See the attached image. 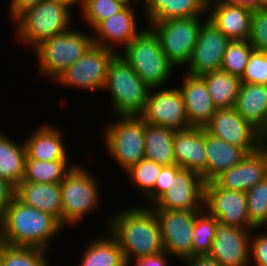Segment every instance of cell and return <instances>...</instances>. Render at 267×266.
I'll list each match as a JSON object with an SVG mask.
<instances>
[{"instance_id": "1", "label": "cell", "mask_w": 267, "mask_h": 266, "mask_svg": "<svg viewBox=\"0 0 267 266\" xmlns=\"http://www.w3.org/2000/svg\"><path fill=\"white\" fill-rule=\"evenodd\" d=\"M127 208V209H126ZM108 218L106 230L116 239L126 262L164 252L160 222L151 207L129 206Z\"/></svg>"}, {"instance_id": "2", "label": "cell", "mask_w": 267, "mask_h": 266, "mask_svg": "<svg viewBox=\"0 0 267 266\" xmlns=\"http://www.w3.org/2000/svg\"><path fill=\"white\" fill-rule=\"evenodd\" d=\"M65 230L48 213L25 205L16 197L0 217V242L23 247L50 250L51 240Z\"/></svg>"}, {"instance_id": "3", "label": "cell", "mask_w": 267, "mask_h": 266, "mask_svg": "<svg viewBox=\"0 0 267 266\" xmlns=\"http://www.w3.org/2000/svg\"><path fill=\"white\" fill-rule=\"evenodd\" d=\"M71 6L61 0H43L28 8L13 23L15 36L34 50L43 41L66 32L72 27ZM72 18V19H71Z\"/></svg>"}, {"instance_id": "4", "label": "cell", "mask_w": 267, "mask_h": 266, "mask_svg": "<svg viewBox=\"0 0 267 266\" xmlns=\"http://www.w3.org/2000/svg\"><path fill=\"white\" fill-rule=\"evenodd\" d=\"M102 90L109 91L115 116H141L151 89L131 65L120 54H116L108 65Z\"/></svg>"}, {"instance_id": "5", "label": "cell", "mask_w": 267, "mask_h": 266, "mask_svg": "<svg viewBox=\"0 0 267 266\" xmlns=\"http://www.w3.org/2000/svg\"><path fill=\"white\" fill-rule=\"evenodd\" d=\"M119 53L132 67L134 72L150 88L166 87L174 74L175 66L162 51L155 32L146 26Z\"/></svg>"}, {"instance_id": "6", "label": "cell", "mask_w": 267, "mask_h": 266, "mask_svg": "<svg viewBox=\"0 0 267 266\" xmlns=\"http://www.w3.org/2000/svg\"><path fill=\"white\" fill-rule=\"evenodd\" d=\"M71 27L55 35L34 49L37 56V73L53 81L69 66L80 59L93 44L92 33L88 35Z\"/></svg>"}, {"instance_id": "7", "label": "cell", "mask_w": 267, "mask_h": 266, "mask_svg": "<svg viewBox=\"0 0 267 266\" xmlns=\"http://www.w3.org/2000/svg\"><path fill=\"white\" fill-rule=\"evenodd\" d=\"M90 172L77 163L60 183L64 228L81 222L102 204L99 181Z\"/></svg>"}, {"instance_id": "8", "label": "cell", "mask_w": 267, "mask_h": 266, "mask_svg": "<svg viewBox=\"0 0 267 266\" xmlns=\"http://www.w3.org/2000/svg\"><path fill=\"white\" fill-rule=\"evenodd\" d=\"M119 117V119H118ZM104 128L103 140L107 155L127 171L145 159V125L141 116H117Z\"/></svg>"}, {"instance_id": "9", "label": "cell", "mask_w": 267, "mask_h": 266, "mask_svg": "<svg viewBox=\"0 0 267 266\" xmlns=\"http://www.w3.org/2000/svg\"><path fill=\"white\" fill-rule=\"evenodd\" d=\"M179 18L147 24L157 35L162 51L176 68L185 67L191 60L202 23L208 16Z\"/></svg>"}, {"instance_id": "10", "label": "cell", "mask_w": 267, "mask_h": 266, "mask_svg": "<svg viewBox=\"0 0 267 266\" xmlns=\"http://www.w3.org/2000/svg\"><path fill=\"white\" fill-rule=\"evenodd\" d=\"M116 54L112 50L92 44L84 55L64 70L54 82L63 87L102 91L108 65Z\"/></svg>"}, {"instance_id": "11", "label": "cell", "mask_w": 267, "mask_h": 266, "mask_svg": "<svg viewBox=\"0 0 267 266\" xmlns=\"http://www.w3.org/2000/svg\"><path fill=\"white\" fill-rule=\"evenodd\" d=\"M204 130L214 137L242 148L247 154L257 151L267 139L246 122L235 107L216 109Z\"/></svg>"}, {"instance_id": "12", "label": "cell", "mask_w": 267, "mask_h": 266, "mask_svg": "<svg viewBox=\"0 0 267 266\" xmlns=\"http://www.w3.org/2000/svg\"><path fill=\"white\" fill-rule=\"evenodd\" d=\"M141 117L146 123L174 131H183L191 127L183 95L176 86L151 89Z\"/></svg>"}, {"instance_id": "13", "label": "cell", "mask_w": 267, "mask_h": 266, "mask_svg": "<svg viewBox=\"0 0 267 266\" xmlns=\"http://www.w3.org/2000/svg\"><path fill=\"white\" fill-rule=\"evenodd\" d=\"M160 222L163 249L181 261L192 257V233L200 211L154 210Z\"/></svg>"}, {"instance_id": "14", "label": "cell", "mask_w": 267, "mask_h": 266, "mask_svg": "<svg viewBox=\"0 0 267 266\" xmlns=\"http://www.w3.org/2000/svg\"><path fill=\"white\" fill-rule=\"evenodd\" d=\"M204 209L219 222L241 229H255L247 215L245 192L220 188L214 181L204 185Z\"/></svg>"}, {"instance_id": "15", "label": "cell", "mask_w": 267, "mask_h": 266, "mask_svg": "<svg viewBox=\"0 0 267 266\" xmlns=\"http://www.w3.org/2000/svg\"><path fill=\"white\" fill-rule=\"evenodd\" d=\"M231 40L208 18L202 23L191 60L185 72L201 76L221 70L224 53Z\"/></svg>"}, {"instance_id": "16", "label": "cell", "mask_w": 267, "mask_h": 266, "mask_svg": "<svg viewBox=\"0 0 267 266\" xmlns=\"http://www.w3.org/2000/svg\"><path fill=\"white\" fill-rule=\"evenodd\" d=\"M204 185L202 176L182 169L172 176L169 189L151 206L153 210L202 211L204 209Z\"/></svg>"}, {"instance_id": "17", "label": "cell", "mask_w": 267, "mask_h": 266, "mask_svg": "<svg viewBox=\"0 0 267 266\" xmlns=\"http://www.w3.org/2000/svg\"><path fill=\"white\" fill-rule=\"evenodd\" d=\"M252 230L254 229H241L218 221L208 257L223 266H249Z\"/></svg>"}, {"instance_id": "18", "label": "cell", "mask_w": 267, "mask_h": 266, "mask_svg": "<svg viewBox=\"0 0 267 266\" xmlns=\"http://www.w3.org/2000/svg\"><path fill=\"white\" fill-rule=\"evenodd\" d=\"M135 6L124 7L113 16L100 22L93 30V44L102 46L119 54L120 48L124 49L140 31L137 28L138 17ZM137 19V20H136Z\"/></svg>"}, {"instance_id": "19", "label": "cell", "mask_w": 267, "mask_h": 266, "mask_svg": "<svg viewBox=\"0 0 267 266\" xmlns=\"http://www.w3.org/2000/svg\"><path fill=\"white\" fill-rule=\"evenodd\" d=\"M267 176V142L248 153L237 165L223 171L213 181L222 189L247 192Z\"/></svg>"}, {"instance_id": "20", "label": "cell", "mask_w": 267, "mask_h": 266, "mask_svg": "<svg viewBox=\"0 0 267 266\" xmlns=\"http://www.w3.org/2000/svg\"><path fill=\"white\" fill-rule=\"evenodd\" d=\"M253 10L225 0L207 2V16L231 41L249 40Z\"/></svg>"}, {"instance_id": "21", "label": "cell", "mask_w": 267, "mask_h": 266, "mask_svg": "<svg viewBox=\"0 0 267 266\" xmlns=\"http://www.w3.org/2000/svg\"><path fill=\"white\" fill-rule=\"evenodd\" d=\"M173 151L178 166L200 174L206 183L207 155L204 128L190 127L187 130L175 131Z\"/></svg>"}, {"instance_id": "22", "label": "cell", "mask_w": 267, "mask_h": 266, "mask_svg": "<svg viewBox=\"0 0 267 266\" xmlns=\"http://www.w3.org/2000/svg\"><path fill=\"white\" fill-rule=\"evenodd\" d=\"M178 89L184 98L187 118L191 127H202L210 121L216 111L204 79L187 73L182 74Z\"/></svg>"}, {"instance_id": "23", "label": "cell", "mask_w": 267, "mask_h": 266, "mask_svg": "<svg viewBox=\"0 0 267 266\" xmlns=\"http://www.w3.org/2000/svg\"><path fill=\"white\" fill-rule=\"evenodd\" d=\"M63 137L59 128L42 123L23 141L27 158L38 161L70 160Z\"/></svg>"}, {"instance_id": "24", "label": "cell", "mask_w": 267, "mask_h": 266, "mask_svg": "<svg viewBox=\"0 0 267 266\" xmlns=\"http://www.w3.org/2000/svg\"><path fill=\"white\" fill-rule=\"evenodd\" d=\"M15 197L25 205L50 214L62 224L60 183H34L22 180L15 187Z\"/></svg>"}, {"instance_id": "25", "label": "cell", "mask_w": 267, "mask_h": 266, "mask_svg": "<svg viewBox=\"0 0 267 266\" xmlns=\"http://www.w3.org/2000/svg\"><path fill=\"white\" fill-rule=\"evenodd\" d=\"M143 15L147 24L179 19L207 16L206 0H144Z\"/></svg>"}, {"instance_id": "26", "label": "cell", "mask_w": 267, "mask_h": 266, "mask_svg": "<svg viewBox=\"0 0 267 266\" xmlns=\"http://www.w3.org/2000/svg\"><path fill=\"white\" fill-rule=\"evenodd\" d=\"M235 109L267 139V85L241 83Z\"/></svg>"}, {"instance_id": "27", "label": "cell", "mask_w": 267, "mask_h": 266, "mask_svg": "<svg viewBox=\"0 0 267 266\" xmlns=\"http://www.w3.org/2000/svg\"><path fill=\"white\" fill-rule=\"evenodd\" d=\"M206 146V182L213 181L223 171L237 165L247 153L240 147L232 145L205 131Z\"/></svg>"}, {"instance_id": "28", "label": "cell", "mask_w": 267, "mask_h": 266, "mask_svg": "<svg viewBox=\"0 0 267 266\" xmlns=\"http://www.w3.org/2000/svg\"><path fill=\"white\" fill-rule=\"evenodd\" d=\"M107 233V234H106ZM103 237L89 242L77 266H127L124 254L116 239L105 231Z\"/></svg>"}, {"instance_id": "29", "label": "cell", "mask_w": 267, "mask_h": 266, "mask_svg": "<svg viewBox=\"0 0 267 266\" xmlns=\"http://www.w3.org/2000/svg\"><path fill=\"white\" fill-rule=\"evenodd\" d=\"M26 148L0 131V177L17 186L24 177Z\"/></svg>"}, {"instance_id": "30", "label": "cell", "mask_w": 267, "mask_h": 266, "mask_svg": "<svg viewBox=\"0 0 267 266\" xmlns=\"http://www.w3.org/2000/svg\"><path fill=\"white\" fill-rule=\"evenodd\" d=\"M204 79L213 105L219 108L235 107L241 85V79L223 70L208 72Z\"/></svg>"}, {"instance_id": "31", "label": "cell", "mask_w": 267, "mask_h": 266, "mask_svg": "<svg viewBox=\"0 0 267 266\" xmlns=\"http://www.w3.org/2000/svg\"><path fill=\"white\" fill-rule=\"evenodd\" d=\"M175 131L158 125H145V158L161 165L176 164L173 151Z\"/></svg>"}, {"instance_id": "32", "label": "cell", "mask_w": 267, "mask_h": 266, "mask_svg": "<svg viewBox=\"0 0 267 266\" xmlns=\"http://www.w3.org/2000/svg\"><path fill=\"white\" fill-rule=\"evenodd\" d=\"M76 164L69 160L38 161L26 157L23 180L34 183H61Z\"/></svg>"}, {"instance_id": "33", "label": "cell", "mask_w": 267, "mask_h": 266, "mask_svg": "<svg viewBox=\"0 0 267 266\" xmlns=\"http://www.w3.org/2000/svg\"><path fill=\"white\" fill-rule=\"evenodd\" d=\"M48 250L34 247L12 246L1 242L3 266H50Z\"/></svg>"}, {"instance_id": "34", "label": "cell", "mask_w": 267, "mask_h": 266, "mask_svg": "<svg viewBox=\"0 0 267 266\" xmlns=\"http://www.w3.org/2000/svg\"><path fill=\"white\" fill-rule=\"evenodd\" d=\"M217 222L205 209L196 215L192 233V257L208 256L211 252Z\"/></svg>"}, {"instance_id": "35", "label": "cell", "mask_w": 267, "mask_h": 266, "mask_svg": "<svg viewBox=\"0 0 267 266\" xmlns=\"http://www.w3.org/2000/svg\"><path fill=\"white\" fill-rule=\"evenodd\" d=\"M246 197L249 223L255 229H267V176L248 190Z\"/></svg>"}, {"instance_id": "36", "label": "cell", "mask_w": 267, "mask_h": 266, "mask_svg": "<svg viewBox=\"0 0 267 266\" xmlns=\"http://www.w3.org/2000/svg\"><path fill=\"white\" fill-rule=\"evenodd\" d=\"M253 51L249 40L231 41L224 53L221 70L241 78Z\"/></svg>"}, {"instance_id": "37", "label": "cell", "mask_w": 267, "mask_h": 266, "mask_svg": "<svg viewBox=\"0 0 267 266\" xmlns=\"http://www.w3.org/2000/svg\"><path fill=\"white\" fill-rule=\"evenodd\" d=\"M164 165L155 161L142 159L140 162L131 166L125 174L130 181L134 182L140 189L144 197H147L154 189L156 179Z\"/></svg>"}, {"instance_id": "38", "label": "cell", "mask_w": 267, "mask_h": 266, "mask_svg": "<svg viewBox=\"0 0 267 266\" xmlns=\"http://www.w3.org/2000/svg\"><path fill=\"white\" fill-rule=\"evenodd\" d=\"M81 13L84 23L92 31L100 22L121 11L124 6L114 0H82Z\"/></svg>"}, {"instance_id": "39", "label": "cell", "mask_w": 267, "mask_h": 266, "mask_svg": "<svg viewBox=\"0 0 267 266\" xmlns=\"http://www.w3.org/2000/svg\"><path fill=\"white\" fill-rule=\"evenodd\" d=\"M240 79L241 83L267 85V53L254 50Z\"/></svg>"}, {"instance_id": "40", "label": "cell", "mask_w": 267, "mask_h": 266, "mask_svg": "<svg viewBox=\"0 0 267 266\" xmlns=\"http://www.w3.org/2000/svg\"><path fill=\"white\" fill-rule=\"evenodd\" d=\"M249 42L255 51L267 53V10H253Z\"/></svg>"}, {"instance_id": "41", "label": "cell", "mask_w": 267, "mask_h": 266, "mask_svg": "<svg viewBox=\"0 0 267 266\" xmlns=\"http://www.w3.org/2000/svg\"><path fill=\"white\" fill-rule=\"evenodd\" d=\"M181 170L182 168L177 164L163 166L156 179L153 191L146 197V205L143 203L144 205L142 204L141 206L151 207L169 189L172 183V176H176Z\"/></svg>"}, {"instance_id": "42", "label": "cell", "mask_w": 267, "mask_h": 266, "mask_svg": "<svg viewBox=\"0 0 267 266\" xmlns=\"http://www.w3.org/2000/svg\"><path fill=\"white\" fill-rule=\"evenodd\" d=\"M258 230L259 228L251 232L249 266H267V231L258 234ZM253 231L256 232L255 235Z\"/></svg>"}, {"instance_id": "43", "label": "cell", "mask_w": 267, "mask_h": 266, "mask_svg": "<svg viewBox=\"0 0 267 266\" xmlns=\"http://www.w3.org/2000/svg\"><path fill=\"white\" fill-rule=\"evenodd\" d=\"M15 197V186L0 177V217Z\"/></svg>"}, {"instance_id": "44", "label": "cell", "mask_w": 267, "mask_h": 266, "mask_svg": "<svg viewBox=\"0 0 267 266\" xmlns=\"http://www.w3.org/2000/svg\"><path fill=\"white\" fill-rule=\"evenodd\" d=\"M168 258L169 254L164 251L157 255L139 258L135 262L130 261L127 263V266H133L134 264V266H169Z\"/></svg>"}, {"instance_id": "45", "label": "cell", "mask_w": 267, "mask_h": 266, "mask_svg": "<svg viewBox=\"0 0 267 266\" xmlns=\"http://www.w3.org/2000/svg\"><path fill=\"white\" fill-rule=\"evenodd\" d=\"M43 0H11L9 8V16L13 21L28 8L37 6Z\"/></svg>"}, {"instance_id": "46", "label": "cell", "mask_w": 267, "mask_h": 266, "mask_svg": "<svg viewBox=\"0 0 267 266\" xmlns=\"http://www.w3.org/2000/svg\"><path fill=\"white\" fill-rule=\"evenodd\" d=\"M186 266H223L208 256H193L183 260Z\"/></svg>"}, {"instance_id": "47", "label": "cell", "mask_w": 267, "mask_h": 266, "mask_svg": "<svg viewBox=\"0 0 267 266\" xmlns=\"http://www.w3.org/2000/svg\"><path fill=\"white\" fill-rule=\"evenodd\" d=\"M225 1L235 5L244 6L252 10L258 9L260 3V0H225Z\"/></svg>"}, {"instance_id": "48", "label": "cell", "mask_w": 267, "mask_h": 266, "mask_svg": "<svg viewBox=\"0 0 267 266\" xmlns=\"http://www.w3.org/2000/svg\"><path fill=\"white\" fill-rule=\"evenodd\" d=\"M115 2L122 4L124 7H128V6H136V5H132L133 2H137V0H114Z\"/></svg>"}, {"instance_id": "49", "label": "cell", "mask_w": 267, "mask_h": 266, "mask_svg": "<svg viewBox=\"0 0 267 266\" xmlns=\"http://www.w3.org/2000/svg\"><path fill=\"white\" fill-rule=\"evenodd\" d=\"M64 1L65 3H67L68 5H70L71 7L73 6H77L80 7L82 0H61ZM76 4V5H75Z\"/></svg>"}, {"instance_id": "50", "label": "cell", "mask_w": 267, "mask_h": 266, "mask_svg": "<svg viewBox=\"0 0 267 266\" xmlns=\"http://www.w3.org/2000/svg\"><path fill=\"white\" fill-rule=\"evenodd\" d=\"M259 9L267 10V0H260Z\"/></svg>"}, {"instance_id": "51", "label": "cell", "mask_w": 267, "mask_h": 266, "mask_svg": "<svg viewBox=\"0 0 267 266\" xmlns=\"http://www.w3.org/2000/svg\"><path fill=\"white\" fill-rule=\"evenodd\" d=\"M0 266H3V262H2V259H1V242H0Z\"/></svg>"}]
</instances>
